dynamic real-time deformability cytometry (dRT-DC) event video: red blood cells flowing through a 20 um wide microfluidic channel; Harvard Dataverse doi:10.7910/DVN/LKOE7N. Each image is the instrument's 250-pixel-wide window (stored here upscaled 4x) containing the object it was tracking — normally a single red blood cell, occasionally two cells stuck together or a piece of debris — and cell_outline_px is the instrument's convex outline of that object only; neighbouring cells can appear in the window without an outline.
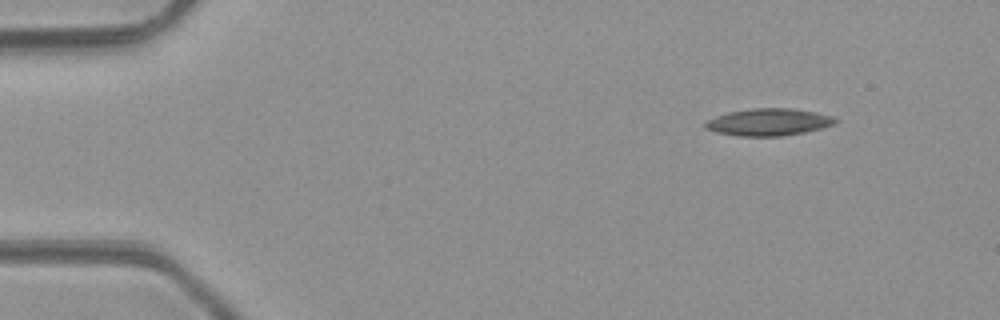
{"species": "common noctule bat (a hibernating species)", "species_latin": "Nyctalus noctula", "temperature_condition": "room temperature", "stored_images_in_passage": 4, "camera_frame_rate_fps": 3000, "um_per_image_px": 0.085, "animal": {"sex": "male", "body_mass_g": 23.1, "forearm_length_mm": 52.7}, "frame": {"image": 1, "passage_image": 1, "time_ms": 0.0, "image_size_px": [1000, 320], "cell_outline_px": [[836, 120], [832, 124], [820, 128], [804, 132], [780, 136], [736, 136], [716, 132], [704, 128], [704, 124], [708, 120], [716, 116], [728, 112], [752, 108], [792, 108], [816, 112], [832, 116]], "centroid_in_image_um": [65.28, 10.37], "position_along_channel_um": 19.7, "area_um2": 20.4}}
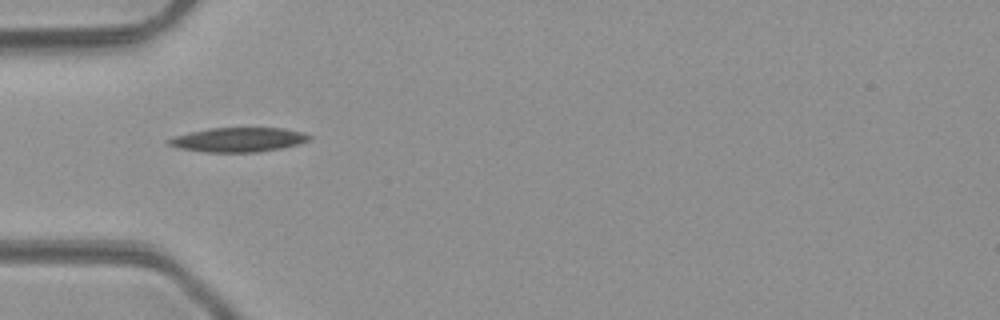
{"frame": {"image": 2, "passage_image": 4, "time_ms": 3.333, "image_size_px": [1000, 320], "cell_outline_px": [[312, 136], [308, 140], [300, 144], [280, 148], [256, 152], [204, 152], [180, 148], [168, 144], [168, 140], [176, 136], [208, 128], [284, 128], [304, 132]], "centroid_in_image_um": [20.32, 11.87], "position_along_channel_um": 64.7, "area_um2": 19.77}}